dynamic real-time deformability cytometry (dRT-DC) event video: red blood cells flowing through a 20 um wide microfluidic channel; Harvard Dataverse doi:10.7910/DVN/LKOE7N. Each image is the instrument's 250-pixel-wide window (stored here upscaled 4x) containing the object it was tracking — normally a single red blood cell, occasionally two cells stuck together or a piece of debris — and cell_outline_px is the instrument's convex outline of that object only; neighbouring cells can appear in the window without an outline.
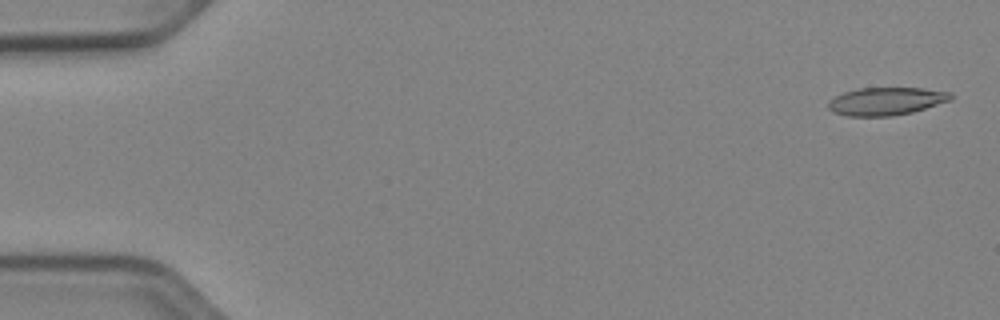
{"species": "Egyptian fruit bat (a non-hibernating species)", "species_latin": "Rousettus aegyptiacus", "temperature_condition": "cold", "stored_images_in_passage": 52, "camera_frame_rate_fps": 3000, "um_per_image_px": 0.085, "animal": {"sex": "female"}, "frame": {"image": 1, "passage_image": 2, "time_ms": 0.333, "image_size_px": [1000, 320], "cell_outline_px": [[952, 100], [912, 112], [892, 116], [844, 116], [832, 112], [828, 108], [828, 100], [844, 92], [860, 88], [924, 88], [952, 92]], "centroid_in_image_um": [75.32, 8.61], "position_along_channel_um": 9.7, "area_um2": 20.0}}
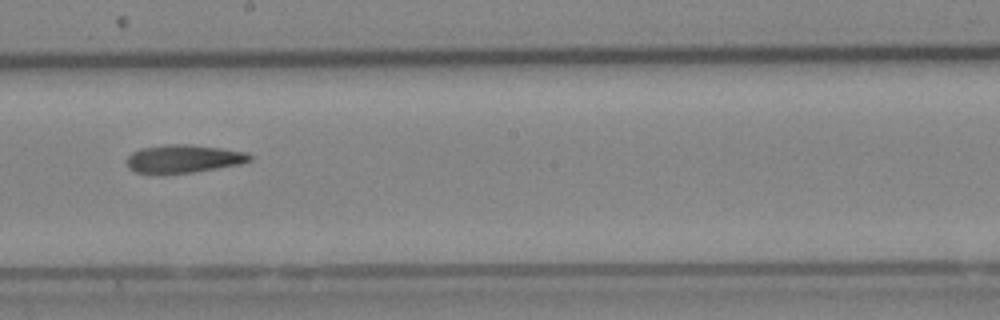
{"frame": {"image": 2, "passage_image": 30, "time_ms": 9.667, "image_size_px": [1000, 320], "cell_outline_px": [[252, 160], [240, 164], [192, 172], [136, 172], [128, 168], [128, 156], [132, 152], [140, 148], [168, 144], [192, 144], [248, 152], [252, 156]], "centroid_in_image_um": [15.64, 13.46], "position_along_channel_um": 232.6, "area_um2": 19.77}}
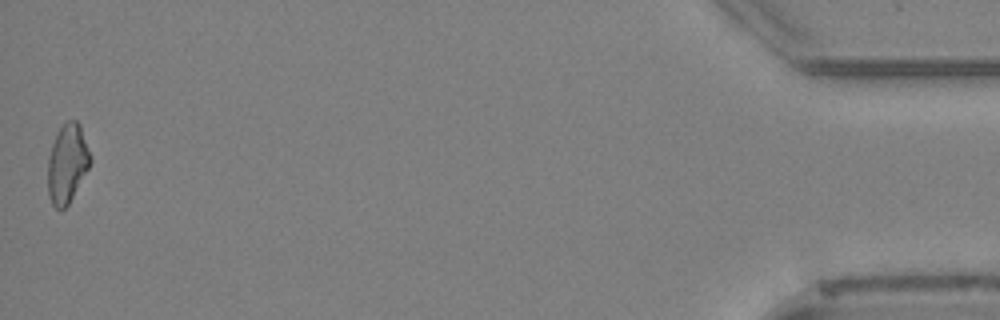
{"frame": {"image": 3, "passage_image": 52, "time_ms": 17.0, "image_size_px": [1000, 320], "cell_outline_px": [[92, 160], [88, 168], [68, 204], [60, 212], [52, 204], [48, 196], [48, 156], [56, 132], [68, 120], [76, 120], [80, 124], [92, 156]], "centroid_in_image_um": [5.71, 13.89], "position_along_channel_um": 429.5, "area_um2": 19.59}, "authors_computed_cell_mechanics": {"area_um2": 20.0855, "velocity_mm_per_s": 3.9325, "shape_relaxation_time_tau1_ms": null, "shape_relaxation_time_tau2_ms": 10.7874, "deformation_change_tau1": null, "deformation_change_tau2": 0.2698}}